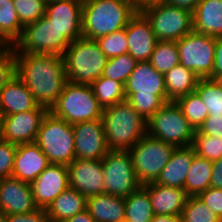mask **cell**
<instances>
[{"instance_id": "cell-27", "label": "cell", "mask_w": 222, "mask_h": 222, "mask_svg": "<svg viewBox=\"0 0 222 222\" xmlns=\"http://www.w3.org/2000/svg\"><path fill=\"white\" fill-rule=\"evenodd\" d=\"M87 198L70 186L46 209L50 222H64L86 210Z\"/></svg>"}, {"instance_id": "cell-35", "label": "cell", "mask_w": 222, "mask_h": 222, "mask_svg": "<svg viewBox=\"0 0 222 222\" xmlns=\"http://www.w3.org/2000/svg\"><path fill=\"white\" fill-rule=\"evenodd\" d=\"M195 92L206 105L209 115H222V86L213 79L200 78Z\"/></svg>"}, {"instance_id": "cell-1", "label": "cell", "mask_w": 222, "mask_h": 222, "mask_svg": "<svg viewBox=\"0 0 222 222\" xmlns=\"http://www.w3.org/2000/svg\"><path fill=\"white\" fill-rule=\"evenodd\" d=\"M16 74L27 85L34 100L49 110L68 82L63 56L15 53Z\"/></svg>"}, {"instance_id": "cell-40", "label": "cell", "mask_w": 222, "mask_h": 222, "mask_svg": "<svg viewBox=\"0 0 222 222\" xmlns=\"http://www.w3.org/2000/svg\"><path fill=\"white\" fill-rule=\"evenodd\" d=\"M96 41L108 59L120 56L128 51L125 29L102 36Z\"/></svg>"}, {"instance_id": "cell-46", "label": "cell", "mask_w": 222, "mask_h": 222, "mask_svg": "<svg viewBox=\"0 0 222 222\" xmlns=\"http://www.w3.org/2000/svg\"><path fill=\"white\" fill-rule=\"evenodd\" d=\"M219 73H222V37L216 38L214 64L209 79H213Z\"/></svg>"}, {"instance_id": "cell-32", "label": "cell", "mask_w": 222, "mask_h": 222, "mask_svg": "<svg viewBox=\"0 0 222 222\" xmlns=\"http://www.w3.org/2000/svg\"><path fill=\"white\" fill-rule=\"evenodd\" d=\"M91 87L99 105L104 109L126 100L124 85L106 77H99Z\"/></svg>"}, {"instance_id": "cell-2", "label": "cell", "mask_w": 222, "mask_h": 222, "mask_svg": "<svg viewBox=\"0 0 222 222\" xmlns=\"http://www.w3.org/2000/svg\"><path fill=\"white\" fill-rule=\"evenodd\" d=\"M126 101L148 121L167 98L164 74L154 69L149 61L137 62L124 84Z\"/></svg>"}, {"instance_id": "cell-10", "label": "cell", "mask_w": 222, "mask_h": 222, "mask_svg": "<svg viewBox=\"0 0 222 222\" xmlns=\"http://www.w3.org/2000/svg\"><path fill=\"white\" fill-rule=\"evenodd\" d=\"M71 42L44 15L24 27L14 44L15 53L55 54L63 56Z\"/></svg>"}, {"instance_id": "cell-54", "label": "cell", "mask_w": 222, "mask_h": 222, "mask_svg": "<svg viewBox=\"0 0 222 222\" xmlns=\"http://www.w3.org/2000/svg\"><path fill=\"white\" fill-rule=\"evenodd\" d=\"M0 222H7V215L0 210Z\"/></svg>"}, {"instance_id": "cell-9", "label": "cell", "mask_w": 222, "mask_h": 222, "mask_svg": "<svg viewBox=\"0 0 222 222\" xmlns=\"http://www.w3.org/2000/svg\"><path fill=\"white\" fill-rule=\"evenodd\" d=\"M175 149L173 144L146 134L129 151L138 182L154 183Z\"/></svg>"}, {"instance_id": "cell-11", "label": "cell", "mask_w": 222, "mask_h": 222, "mask_svg": "<svg viewBox=\"0 0 222 222\" xmlns=\"http://www.w3.org/2000/svg\"><path fill=\"white\" fill-rule=\"evenodd\" d=\"M141 13L150 22L158 41H178L193 31L192 12L166 2L144 8Z\"/></svg>"}, {"instance_id": "cell-45", "label": "cell", "mask_w": 222, "mask_h": 222, "mask_svg": "<svg viewBox=\"0 0 222 222\" xmlns=\"http://www.w3.org/2000/svg\"><path fill=\"white\" fill-rule=\"evenodd\" d=\"M7 222H50L45 209L38 208L30 213L7 215Z\"/></svg>"}, {"instance_id": "cell-14", "label": "cell", "mask_w": 222, "mask_h": 222, "mask_svg": "<svg viewBox=\"0 0 222 222\" xmlns=\"http://www.w3.org/2000/svg\"><path fill=\"white\" fill-rule=\"evenodd\" d=\"M48 111L47 107L38 105L33 110L0 117V139L16 145L35 142Z\"/></svg>"}, {"instance_id": "cell-26", "label": "cell", "mask_w": 222, "mask_h": 222, "mask_svg": "<svg viewBox=\"0 0 222 222\" xmlns=\"http://www.w3.org/2000/svg\"><path fill=\"white\" fill-rule=\"evenodd\" d=\"M86 210L96 222H125V198L102 193L87 198Z\"/></svg>"}, {"instance_id": "cell-37", "label": "cell", "mask_w": 222, "mask_h": 222, "mask_svg": "<svg viewBox=\"0 0 222 222\" xmlns=\"http://www.w3.org/2000/svg\"><path fill=\"white\" fill-rule=\"evenodd\" d=\"M180 217L181 222H222L198 196H188Z\"/></svg>"}, {"instance_id": "cell-43", "label": "cell", "mask_w": 222, "mask_h": 222, "mask_svg": "<svg viewBox=\"0 0 222 222\" xmlns=\"http://www.w3.org/2000/svg\"><path fill=\"white\" fill-rule=\"evenodd\" d=\"M198 197L213 213L222 219V189L209 187L201 192Z\"/></svg>"}, {"instance_id": "cell-15", "label": "cell", "mask_w": 222, "mask_h": 222, "mask_svg": "<svg viewBox=\"0 0 222 222\" xmlns=\"http://www.w3.org/2000/svg\"><path fill=\"white\" fill-rule=\"evenodd\" d=\"M75 159L102 160L110 151L101 120L73 124Z\"/></svg>"}, {"instance_id": "cell-20", "label": "cell", "mask_w": 222, "mask_h": 222, "mask_svg": "<svg viewBox=\"0 0 222 222\" xmlns=\"http://www.w3.org/2000/svg\"><path fill=\"white\" fill-rule=\"evenodd\" d=\"M124 29L128 43L127 53L138 62L149 61L158 41L150 22L141 12H137Z\"/></svg>"}, {"instance_id": "cell-39", "label": "cell", "mask_w": 222, "mask_h": 222, "mask_svg": "<svg viewBox=\"0 0 222 222\" xmlns=\"http://www.w3.org/2000/svg\"><path fill=\"white\" fill-rule=\"evenodd\" d=\"M21 25L25 27L45 15V0H13Z\"/></svg>"}, {"instance_id": "cell-33", "label": "cell", "mask_w": 222, "mask_h": 222, "mask_svg": "<svg viewBox=\"0 0 222 222\" xmlns=\"http://www.w3.org/2000/svg\"><path fill=\"white\" fill-rule=\"evenodd\" d=\"M179 57L175 41H157L149 62L156 71L165 74L180 63Z\"/></svg>"}, {"instance_id": "cell-53", "label": "cell", "mask_w": 222, "mask_h": 222, "mask_svg": "<svg viewBox=\"0 0 222 222\" xmlns=\"http://www.w3.org/2000/svg\"><path fill=\"white\" fill-rule=\"evenodd\" d=\"M213 80L218 84L222 86V73L217 74Z\"/></svg>"}, {"instance_id": "cell-16", "label": "cell", "mask_w": 222, "mask_h": 222, "mask_svg": "<svg viewBox=\"0 0 222 222\" xmlns=\"http://www.w3.org/2000/svg\"><path fill=\"white\" fill-rule=\"evenodd\" d=\"M30 185L35 204L46 210L69 187L68 167L49 164Z\"/></svg>"}, {"instance_id": "cell-5", "label": "cell", "mask_w": 222, "mask_h": 222, "mask_svg": "<svg viewBox=\"0 0 222 222\" xmlns=\"http://www.w3.org/2000/svg\"><path fill=\"white\" fill-rule=\"evenodd\" d=\"M63 57L67 80L88 85L102 76L108 59L96 40L84 37L71 42Z\"/></svg>"}, {"instance_id": "cell-6", "label": "cell", "mask_w": 222, "mask_h": 222, "mask_svg": "<svg viewBox=\"0 0 222 222\" xmlns=\"http://www.w3.org/2000/svg\"><path fill=\"white\" fill-rule=\"evenodd\" d=\"M35 143L50 164L68 166L75 160L73 125L51 111L44 116Z\"/></svg>"}, {"instance_id": "cell-24", "label": "cell", "mask_w": 222, "mask_h": 222, "mask_svg": "<svg viewBox=\"0 0 222 222\" xmlns=\"http://www.w3.org/2000/svg\"><path fill=\"white\" fill-rule=\"evenodd\" d=\"M39 104L16 75L0 93V117L35 109Z\"/></svg>"}, {"instance_id": "cell-31", "label": "cell", "mask_w": 222, "mask_h": 222, "mask_svg": "<svg viewBox=\"0 0 222 222\" xmlns=\"http://www.w3.org/2000/svg\"><path fill=\"white\" fill-rule=\"evenodd\" d=\"M23 29L13 0H0V35L14 46L21 38Z\"/></svg>"}, {"instance_id": "cell-41", "label": "cell", "mask_w": 222, "mask_h": 222, "mask_svg": "<svg viewBox=\"0 0 222 222\" xmlns=\"http://www.w3.org/2000/svg\"><path fill=\"white\" fill-rule=\"evenodd\" d=\"M16 75V56L12 46L0 52V93Z\"/></svg>"}, {"instance_id": "cell-3", "label": "cell", "mask_w": 222, "mask_h": 222, "mask_svg": "<svg viewBox=\"0 0 222 222\" xmlns=\"http://www.w3.org/2000/svg\"><path fill=\"white\" fill-rule=\"evenodd\" d=\"M136 13L127 0H83L82 37L97 40L120 31Z\"/></svg>"}, {"instance_id": "cell-21", "label": "cell", "mask_w": 222, "mask_h": 222, "mask_svg": "<svg viewBox=\"0 0 222 222\" xmlns=\"http://www.w3.org/2000/svg\"><path fill=\"white\" fill-rule=\"evenodd\" d=\"M50 164L35 143L17 145L12 176L31 184Z\"/></svg>"}, {"instance_id": "cell-29", "label": "cell", "mask_w": 222, "mask_h": 222, "mask_svg": "<svg viewBox=\"0 0 222 222\" xmlns=\"http://www.w3.org/2000/svg\"><path fill=\"white\" fill-rule=\"evenodd\" d=\"M213 162L198 155L193 161L185 180L184 190L188 196H198L210 187Z\"/></svg>"}, {"instance_id": "cell-38", "label": "cell", "mask_w": 222, "mask_h": 222, "mask_svg": "<svg viewBox=\"0 0 222 222\" xmlns=\"http://www.w3.org/2000/svg\"><path fill=\"white\" fill-rule=\"evenodd\" d=\"M191 146L196 155L211 160L212 162L222 157V139L202 134L198 130H196L194 134Z\"/></svg>"}, {"instance_id": "cell-47", "label": "cell", "mask_w": 222, "mask_h": 222, "mask_svg": "<svg viewBox=\"0 0 222 222\" xmlns=\"http://www.w3.org/2000/svg\"><path fill=\"white\" fill-rule=\"evenodd\" d=\"M210 187L222 189V157L213 162Z\"/></svg>"}, {"instance_id": "cell-34", "label": "cell", "mask_w": 222, "mask_h": 222, "mask_svg": "<svg viewBox=\"0 0 222 222\" xmlns=\"http://www.w3.org/2000/svg\"><path fill=\"white\" fill-rule=\"evenodd\" d=\"M175 102L195 130L200 128L209 115L206 105L196 92L189 93Z\"/></svg>"}, {"instance_id": "cell-7", "label": "cell", "mask_w": 222, "mask_h": 222, "mask_svg": "<svg viewBox=\"0 0 222 222\" xmlns=\"http://www.w3.org/2000/svg\"><path fill=\"white\" fill-rule=\"evenodd\" d=\"M69 124L101 120L103 108L91 85L67 82L57 102L49 110Z\"/></svg>"}, {"instance_id": "cell-52", "label": "cell", "mask_w": 222, "mask_h": 222, "mask_svg": "<svg viewBox=\"0 0 222 222\" xmlns=\"http://www.w3.org/2000/svg\"><path fill=\"white\" fill-rule=\"evenodd\" d=\"M12 47L1 35H0V52Z\"/></svg>"}, {"instance_id": "cell-17", "label": "cell", "mask_w": 222, "mask_h": 222, "mask_svg": "<svg viewBox=\"0 0 222 222\" xmlns=\"http://www.w3.org/2000/svg\"><path fill=\"white\" fill-rule=\"evenodd\" d=\"M83 0H61L46 4L45 16L70 42L82 37Z\"/></svg>"}, {"instance_id": "cell-25", "label": "cell", "mask_w": 222, "mask_h": 222, "mask_svg": "<svg viewBox=\"0 0 222 222\" xmlns=\"http://www.w3.org/2000/svg\"><path fill=\"white\" fill-rule=\"evenodd\" d=\"M193 31L222 37V0H200L192 12Z\"/></svg>"}, {"instance_id": "cell-28", "label": "cell", "mask_w": 222, "mask_h": 222, "mask_svg": "<svg viewBox=\"0 0 222 222\" xmlns=\"http://www.w3.org/2000/svg\"><path fill=\"white\" fill-rule=\"evenodd\" d=\"M199 79L191 69L185 68L182 64L179 63L174 66L164 74L168 100L176 101L189 93L195 92Z\"/></svg>"}, {"instance_id": "cell-42", "label": "cell", "mask_w": 222, "mask_h": 222, "mask_svg": "<svg viewBox=\"0 0 222 222\" xmlns=\"http://www.w3.org/2000/svg\"><path fill=\"white\" fill-rule=\"evenodd\" d=\"M17 145L0 139V180L12 176Z\"/></svg>"}, {"instance_id": "cell-51", "label": "cell", "mask_w": 222, "mask_h": 222, "mask_svg": "<svg viewBox=\"0 0 222 222\" xmlns=\"http://www.w3.org/2000/svg\"><path fill=\"white\" fill-rule=\"evenodd\" d=\"M151 222H181L179 215H156L154 214Z\"/></svg>"}, {"instance_id": "cell-50", "label": "cell", "mask_w": 222, "mask_h": 222, "mask_svg": "<svg viewBox=\"0 0 222 222\" xmlns=\"http://www.w3.org/2000/svg\"><path fill=\"white\" fill-rule=\"evenodd\" d=\"M64 222H96L87 210L82 213L76 214L73 217L65 220Z\"/></svg>"}, {"instance_id": "cell-13", "label": "cell", "mask_w": 222, "mask_h": 222, "mask_svg": "<svg viewBox=\"0 0 222 222\" xmlns=\"http://www.w3.org/2000/svg\"><path fill=\"white\" fill-rule=\"evenodd\" d=\"M217 37L192 31L176 41L179 62L199 78H209L214 64Z\"/></svg>"}, {"instance_id": "cell-36", "label": "cell", "mask_w": 222, "mask_h": 222, "mask_svg": "<svg viewBox=\"0 0 222 222\" xmlns=\"http://www.w3.org/2000/svg\"><path fill=\"white\" fill-rule=\"evenodd\" d=\"M137 62L129 53L107 59L102 76L121 82L124 85L131 72L135 69Z\"/></svg>"}, {"instance_id": "cell-4", "label": "cell", "mask_w": 222, "mask_h": 222, "mask_svg": "<svg viewBox=\"0 0 222 222\" xmlns=\"http://www.w3.org/2000/svg\"><path fill=\"white\" fill-rule=\"evenodd\" d=\"M101 121L109 150L128 151L147 134V121L126 100L104 108Z\"/></svg>"}, {"instance_id": "cell-12", "label": "cell", "mask_w": 222, "mask_h": 222, "mask_svg": "<svg viewBox=\"0 0 222 222\" xmlns=\"http://www.w3.org/2000/svg\"><path fill=\"white\" fill-rule=\"evenodd\" d=\"M104 193L128 197L142 185L138 182L129 151L110 150L102 159Z\"/></svg>"}, {"instance_id": "cell-55", "label": "cell", "mask_w": 222, "mask_h": 222, "mask_svg": "<svg viewBox=\"0 0 222 222\" xmlns=\"http://www.w3.org/2000/svg\"><path fill=\"white\" fill-rule=\"evenodd\" d=\"M46 3H49V2H53V1H61V0H45Z\"/></svg>"}, {"instance_id": "cell-8", "label": "cell", "mask_w": 222, "mask_h": 222, "mask_svg": "<svg viewBox=\"0 0 222 222\" xmlns=\"http://www.w3.org/2000/svg\"><path fill=\"white\" fill-rule=\"evenodd\" d=\"M196 130L184 117L175 101L165 103L148 121L147 134L173 144L175 147L191 146Z\"/></svg>"}, {"instance_id": "cell-18", "label": "cell", "mask_w": 222, "mask_h": 222, "mask_svg": "<svg viewBox=\"0 0 222 222\" xmlns=\"http://www.w3.org/2000/svg\"><path fill=\"white\" fill-rule=\"evenodd\" d=\"M67 167L71 188L86 198L104 193L102 160L75 159Z\"/></svg>"}, {"instance_id": "cell-19", "label": "cell", "mask_w": 222, "mask_h": 222, "mask_svg": "<svg viewBox=\"0 0 222 222\" xmlns=\"http://www.w3.org/2000/svg\"><path fill=\"white\" fill-rule=\"evenodd\" d=\"M38 209L31 185L13 176L0 180V210L6 215L25 214Z\"/></svg>"}, {"instance_id": "cell-49", "label": "cell", "mask_w": 222, "mask_h": 222, "mask_svg": "<svg viewBox=\"0 0 222 222\" xmlns=\"http://www.w3.org/2000/svg\"><path fill=\"white\" fill-rule=\"evenodd\" d=\"M130 5L137 11L141 12L144 8L165 2V0H127Z\"/></svg>"}, {"instance_id": "cell-22", "label": "cell", "mask_w": 222, "mask_h": 222, "mask_svg": "<svg viewBox=\"0 0 222 222\" xmlns=\"http://www.w3.org/2000/svg\"><path fill=\"white\" fill-rule=\"evenodd\" d=\"M143 187L149 193L154 214L181 216L188 198L184 189L162 186L155 182L143 185Z\"/></svg>"}, {"instance_id": "cell-44", "label": "cell", "mask_w": 222, "mask_h": 222, "mask_svg": "<svg viewBox=\"0 0 222 222\" xmlns=\"http://www.w3.org/2000/svg\"><path fill=\"white\" fill-rule=\"evenodd\" d=\"M198 131L222 139V115H208Z\"/></svg>"}, {"instance_id": "cell-23", "label": "cell", "mask_w": 222, "mask_h": 222, "mask_svg": "<svg viewBox=\"0 0 222 222\" xmlns=\"http://www.w3.org/2000/svg\"><path fill=\"white\" fill-rule=\"evenodd\" d=\"M195 151L192 146L175 147L156 184L184 189Z\"/></svg>"}, {"instance_id": "cell-30", "label": "cell", "mask_w": 222, "mask_h": 222, "mask_svg": "<svg viewBox=\"0 0 222 222\" xmlns=\"http://www.w3.org/2000/svg\"><path fill=\"white\" fill-rule=\"evenodd\" d=\"M153 216L149 193L143 186L125 197V222H151Z\"/></svg>"}, {"instance_id": "cell-48", "label": "cell", "mask_w": 222, "mask_h": 222, "mask_svg": "<svg viewBox=\"0 0 222 222\" xmlns=\"http://www.w3.org/2000/svg\"><path fill=\"white\" fill-rule=\"evenodd\" d=\"M200 0H165L166 3L193 12Z\"/></svg>"}]
</instances>
